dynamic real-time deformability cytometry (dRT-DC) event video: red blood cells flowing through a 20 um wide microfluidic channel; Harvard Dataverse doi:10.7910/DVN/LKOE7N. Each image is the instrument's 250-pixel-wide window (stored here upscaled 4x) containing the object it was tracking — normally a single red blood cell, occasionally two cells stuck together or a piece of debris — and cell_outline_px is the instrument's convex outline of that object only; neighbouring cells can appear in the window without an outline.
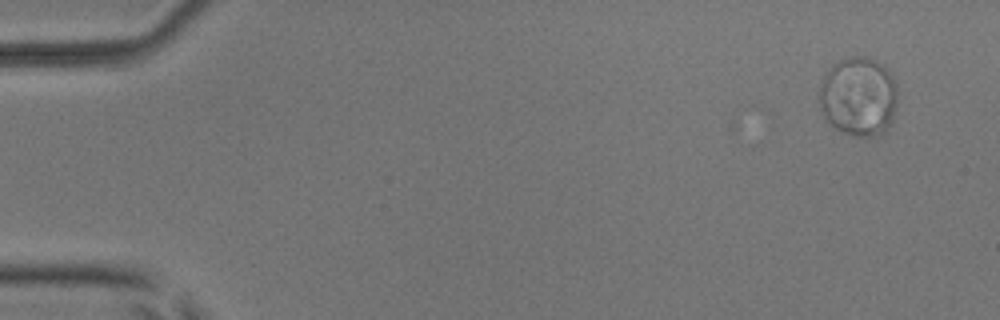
{"species": "common noctule bat (a hibernating species)", "species_latin": "Nyctalus noctula", "temperature_condition": "room temperature", "stored_images_in_passage": 7, "camera_frame_rate_fps": 3000, "um_per_image_px": 0.085, "animal": {"sex": "male", "body_mass_g": 17.9, "forearm_length_mm": 54.2}, "frame": {"image": 1, "passage_image": 1, "time_ms": 0.0, "image_size_px": [1000, 320], "cell_outline_px": [[896, 108], [892, 120], [888, 128], [884, 132], [872, 136], [856, 136], [844, 132], [836, 128], [824, 120], [816, 100], [820, 84], [824, 76], [832, 64], [840, 60], [852, 56], [864, 56], [876, 60], [884, 64], [888, 68], [896, 80]], "centroid_in_image_um": [72.95, 8.19], "position_along_channel_um": 12.1, "area_um2": 36.93}}